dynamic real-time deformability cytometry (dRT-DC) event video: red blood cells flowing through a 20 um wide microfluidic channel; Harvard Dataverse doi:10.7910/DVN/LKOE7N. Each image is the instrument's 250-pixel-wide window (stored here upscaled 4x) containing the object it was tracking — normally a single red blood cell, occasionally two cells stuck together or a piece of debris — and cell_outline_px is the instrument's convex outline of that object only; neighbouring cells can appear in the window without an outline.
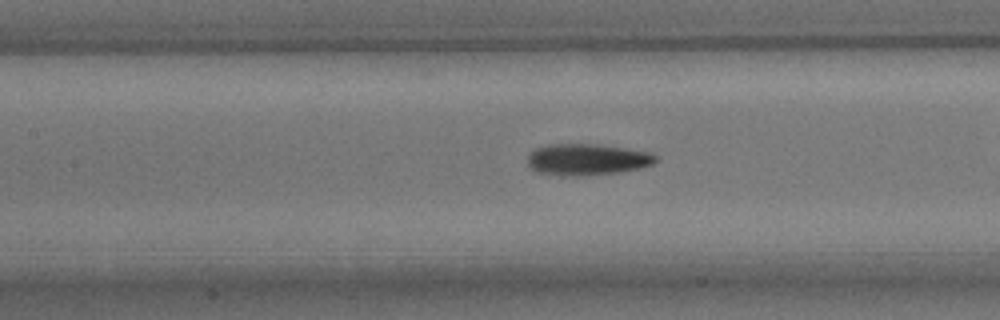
{"species": "common noctule bat (a hibernating species)", "species_latin": "Nyctalus noctula", "temperature_condition": "room temperature", "stored_images_in_passage": 28, "camera_frame_rate_fps": 3000, "um_per_image_px": 0.085, "animal": {"sex": "male", "body_mass_g": 15.6}, "frame": {"image": 1, "passage_image": 7, "time_ms": 2.0, "image_size_px": [1000, 320], "cell_outline_px": [[656, 160], [652, 164], [640, 168], [620, 172], [576, 176], [536, 172], [528, 164], [528, 156], [536, 148], [548, 144], [596, 144], [652, 152], [656, 156]], "centroid_in_image_um": [49.92, 13.55], "position_along_channel_um": 157.5, "area_um2": 23.24}}
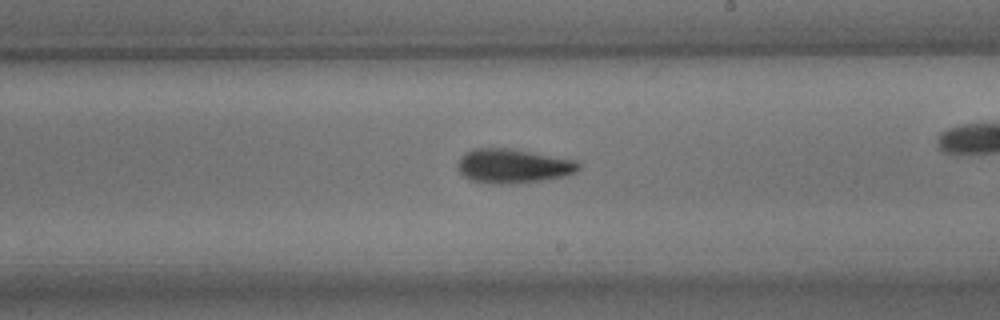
{"frame": {"image": 2, "passage_image": 14, "time_ms": 4.333, "image_size_px": [1000, 320], "cell_outline_px": [[580, 168], [576, 172], [564, 176], [520, 184], [492, 184], [468, 180], [460, 172], [460, 160], [468, 152], [476, 148], [508, 148], [580, 160]], "centroid_in_image_um": [43.7, 14.13], "position_along_channel_um": 245.3, "area_um2": 24.16}}
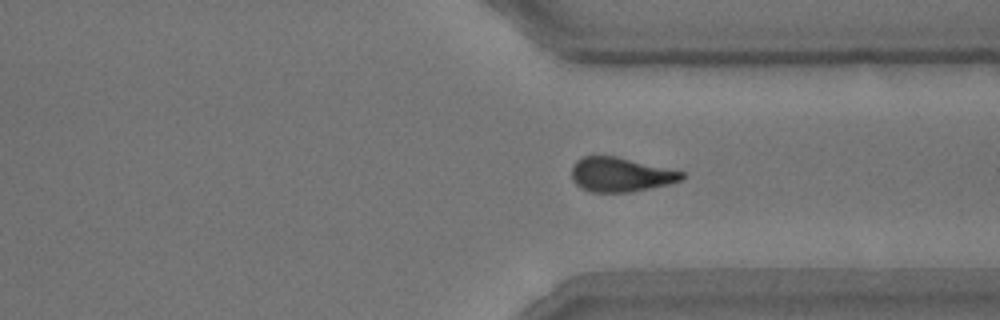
{"frame": {"image": 3, "passage_image": 23, "time_ms": 7.333, "image_size_px": [1000, 320], "cell_outline_px": [[688, 176], [680, 180], [648, 188], [628, 192], [592, 192], [580, 188], [572, 180], [572, 164], [576, 160], [584, 156], [616, 156], [684, 172]], "centroid_in_image_um": [52.7, 14.83], "position_along_channel_um": 358.7, "area_um2": 21.85}}